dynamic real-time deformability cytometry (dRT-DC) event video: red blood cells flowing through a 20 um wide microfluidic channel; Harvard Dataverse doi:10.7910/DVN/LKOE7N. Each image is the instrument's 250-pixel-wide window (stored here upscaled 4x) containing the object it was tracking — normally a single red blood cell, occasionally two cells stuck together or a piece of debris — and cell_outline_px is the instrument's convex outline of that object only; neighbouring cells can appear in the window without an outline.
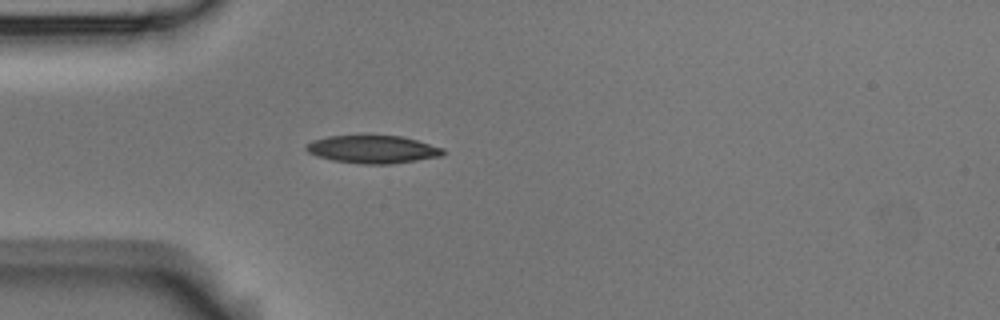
{"species": "Egyptian fruit bat (a non-hibernating species)", "species_latin": "Rousettus aegyptiacus", "temperature_condition": "room temperature", "stored_images_in_passage": 4, "camera_frame_rate_fps": 3000, "um_per_image_px": 0.085, "animal": {"sex": "male"}, "frame": {"image": 1, "passage_image": 4, "time_ms": 1.0, "image_size_px": [1000, 320], "cell_outline_px": [[444, 156], [392, 164], [364, 164], [332, 160], [316, 156], [308, 152], [304, 148], [304, 144], [312, 140], [328, 136], [400, 136], [416, 140], [444, 148]], "centroid_in_image_um": [31.67, 12.7], "position_along_channel_um": 53.3, "area_um2": 22.25}}